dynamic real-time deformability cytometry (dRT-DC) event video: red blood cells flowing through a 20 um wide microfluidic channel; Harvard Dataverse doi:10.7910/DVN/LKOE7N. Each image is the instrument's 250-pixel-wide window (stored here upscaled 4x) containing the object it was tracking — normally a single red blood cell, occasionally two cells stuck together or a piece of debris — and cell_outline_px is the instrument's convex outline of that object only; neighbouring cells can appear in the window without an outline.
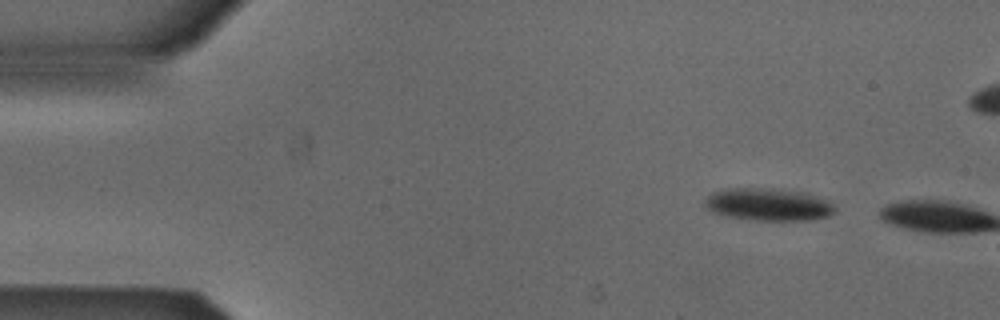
{"species": "Egyptian fruit bat (a non-hibernating species)", "species_latin": "Rousettus aegyptiacus", "temperature_condition": "cold", "stored_images_in_passage": 7, "camera_frame_rate_fps": 3000, "um_per_image_px": 0.085, "animal": {"sex": "male"}, "frame": {"image": 1, "passage_image": 1, "time_ms": 0.0, "image_size_px": [1000, 320], "cell_outline_px": [[836, 212], [828, 216], [812, 220], [756, 220], [728, 216], [712, 212], [704, 204], [704, 200], [712, 192], [724, 188], [776, 188], [804, 192], [832, 200], [836, 204]], "centroid_in_image_um": [65.38, 17.36], "position_along_channel_um": 19.6, "area_um2": 25.09}}